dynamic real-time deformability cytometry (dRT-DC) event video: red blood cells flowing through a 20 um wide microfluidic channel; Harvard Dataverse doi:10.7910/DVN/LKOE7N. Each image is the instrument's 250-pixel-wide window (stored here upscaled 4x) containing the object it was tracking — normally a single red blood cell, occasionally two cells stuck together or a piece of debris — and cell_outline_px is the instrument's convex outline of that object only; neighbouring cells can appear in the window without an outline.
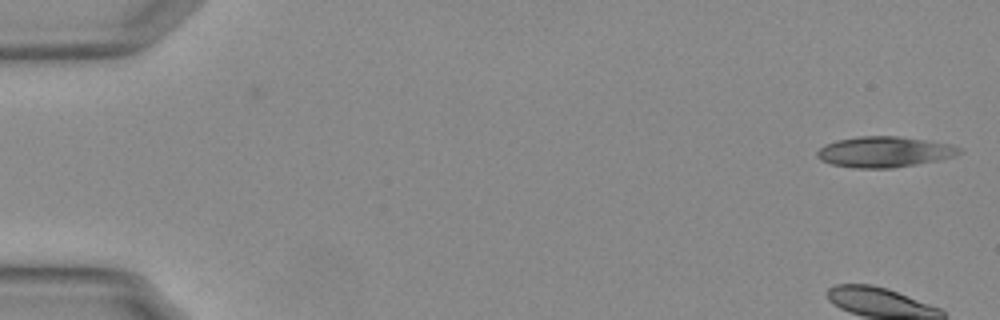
{"species": "Egyptian fruit bat (a non-hibernating species)", "species_latin": "Rousettus aegyptiacus", "temperature_condition": "warm", "stored_images_in_passage": 18, "camera_frame_rate_fps": 3000, "um_per_image_px": 0.085, "animal": {"sex": "female"}, "frame": {"image": 1, "passage_image": 1, "time_ms": 0.0, "image_size_px": [1000, 320], "cell_outline_px": [[964, 152], [956, 156], [940, 160], [892, 168], [852, 168], [832, 164], [820, 160], [816, 156], [816, 152], [824, 144], [836, 140], [860, 136], [896, 136], [924, 140], [948, 144], [960, 148]], "centroid_in_image_um": [75.15, 12.92], "position_along_channel_um": 9.9, "area_um2": 25.49}}